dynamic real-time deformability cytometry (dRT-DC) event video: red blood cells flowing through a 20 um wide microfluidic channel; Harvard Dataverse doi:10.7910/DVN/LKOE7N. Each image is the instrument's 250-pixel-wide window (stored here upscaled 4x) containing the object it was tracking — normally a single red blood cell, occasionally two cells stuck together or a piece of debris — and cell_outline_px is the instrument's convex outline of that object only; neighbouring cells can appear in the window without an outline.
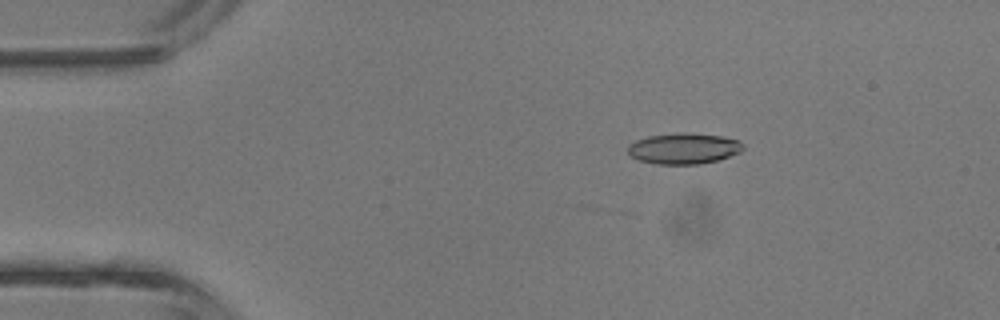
{"species": "common noctule bat (a hibernating species)", "species_latin": "Nyctalus noctula", "temperature_condition": "room temperature", "stored_images_in_passage": 4, "camera_frame_rate_fps": 3000, "um_per_image_px": 0.085, "animal": {"sex": "male", "body_mass_g": 13.3}, "frame": {"image": 1, "passage_image": 2, "time_ms": 1.0, "image_size_px": [1000, 320], "cell_outline_px": [[744, 148], [740, 152], [716, 160], [700, 164], [656, 164], [640, 160], [632, 156], [628, 152], [628, 144], [636, 140], [648, 136], [676, 132], [692, 132], [720, 136], [740, 140], [744, 144]], "centroid_in_image_um": [58.12, 12.6], "position_along_channel_um": 26.9, "area_um2": 20.87}}
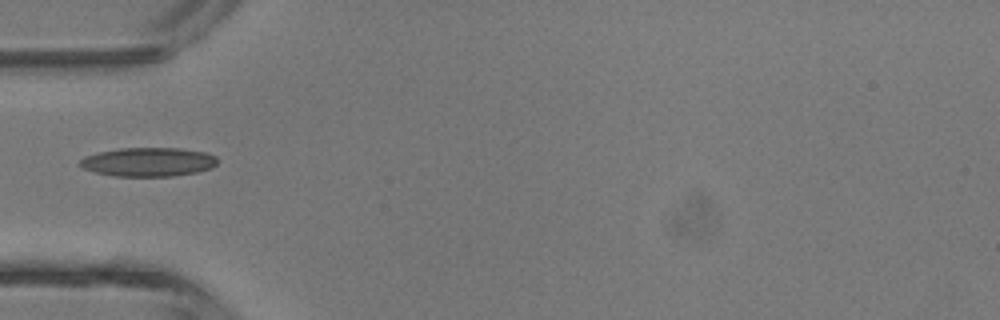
{"frame": {"image": 2, "passage_image": 4, "time_ms": 3.333, "image_size_px": [1000, 320], "cell_outline_px": [[216, 164], [212, 168], [196, 172], [172, 176], [116, 176], [96, 172], [80, 168], [76, 164], [84, 156], [100, 152], [120, 148], [180, 148], [204, 152], [216, 156]], "centroid_in_image_um": [12.57, 13.76], "position_along_channel_um": 72.4, "area_um2": 23.18}}